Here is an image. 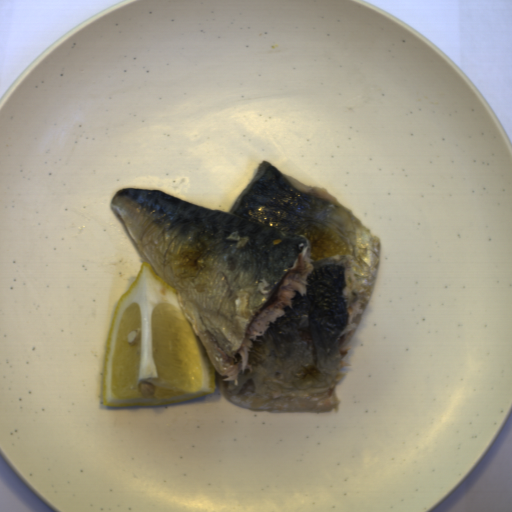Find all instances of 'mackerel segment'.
I'll use <instances>...</instances> for the list:
<instances>
[{"mask_svg":"<svg viewBox=\"0 0 512 512\" xmlns=\"http://www.w3.org/2000/svg\"><path fill=\"white\" fill-rule=\"evenodd\" d=\"M110 209L177 292L227 400L340 409L382 252L352 208L261 159L229 210L137 187L117 190Z\"/></svg>","mask_w":512,"mask_h":512,"instance_id":"14911b7f","label":"mackerel segment"}]
</instances>
